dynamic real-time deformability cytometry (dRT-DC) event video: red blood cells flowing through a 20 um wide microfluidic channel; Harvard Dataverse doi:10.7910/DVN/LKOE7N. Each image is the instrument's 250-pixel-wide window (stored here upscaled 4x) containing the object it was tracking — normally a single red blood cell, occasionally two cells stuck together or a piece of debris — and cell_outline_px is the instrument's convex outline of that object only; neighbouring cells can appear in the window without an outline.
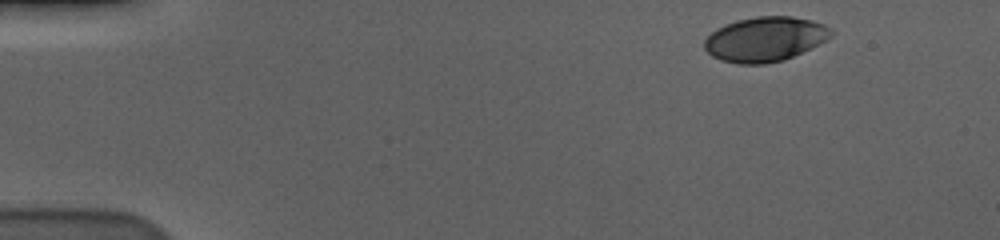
{"species": "human", "species_latin": "Homo sapiens", "temperature_condition": "cold", "stored_images_in_passage": 52, "camera_frame_rate_fps": 3000, "um_per_image_px": 0.085, "donor": {"sex": "male"}, "frame": {"image": 1, "passage_image": 1, "time_ms": 0.0, "image_size_px": [1000, 240], "cell_outline_px": [[832, 36], [784, 60], [764, 64], [736, 64], [720, 60], [712, 56], [704, 48], [704, 40], [716, 28], [724, 24], [736, 20], [756, 16], [792, 16], [812, 20], [824, 24], [832, 28]], "centroid_in_image_um": [64.99, 3.32], "position_along_channel_um": 20.0, "area_um2": 32.95}}
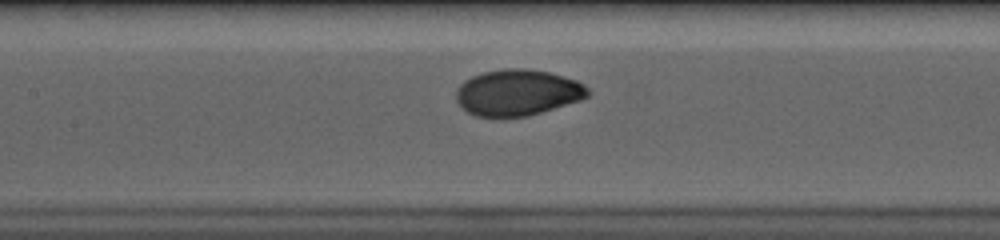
{"frame": {"image": 2, "passage_image": 22, "time_ms": 7.0, "image_size_px": [1000, 240], "cell_outline_px": [[592, 92], [588, 96], [580, 100], [528, 116], [500, 120], [476, 116], [468, 112], [456, 100], [456, 88], [464, 80], [472, 76], [484, 72], [504, 68], [524, 68], [548, 72], [576, 80], [584, 84]], "centroid_in_image_um": [43.97, 7.9], "position_along_channel_um": 163.4, "area_um2": 36.01}}
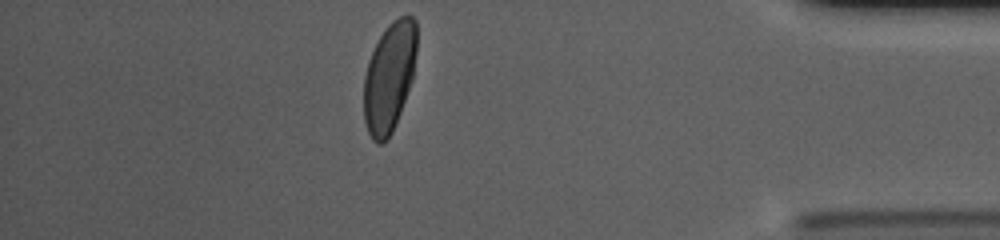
{"frame": {"image": 3, "passage_image": 45, "time_ms": 14.667, "image_size_px": [1000, 240], "cell_outline_px": [[416, 52], [412, 80], [396, 124], [388, 140], [380, 144], [376, 144], [372, 140], [368, 132], [364, 120], [364, 76], [368, 60], [380, 36], [388, 24], [392, 20], [400, 16], [412, 16], [416, 20]], "centroid_in_image_um": [33.08, 6.57], "position_along_channel_um": 402.1, "area_um2": 33.93}, "authors_computed_cell_mechanics": {"area_um2": 34.68, "velocity_mm_per_s": 3.5939, "shape_relaxation_time_tau1_ms": 3.5278, "shape_relaxation_time_tau2_ms": null, "deformation_change_tau1": 0.1395, "deformation_change_tau2": null}}